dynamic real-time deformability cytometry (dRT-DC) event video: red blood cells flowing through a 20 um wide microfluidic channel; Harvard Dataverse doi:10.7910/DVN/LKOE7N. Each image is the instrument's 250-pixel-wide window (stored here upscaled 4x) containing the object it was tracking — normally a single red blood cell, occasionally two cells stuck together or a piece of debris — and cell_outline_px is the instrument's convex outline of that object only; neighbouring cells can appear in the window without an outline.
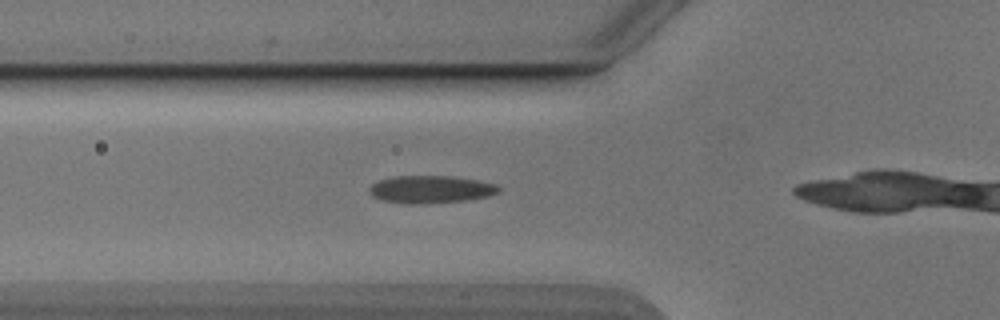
{"species": "Egyptian fruit bat (a non-hibernating species)", "species_latin": "Rousettus aegyptiacus", "temperature_condition": "cold", "stored_images_in_passage": 11, "camera_frame_rate_fps": 3000, "um_per_image_px": 0.085, "animal": {"sex": "male"}, "frame": {"image": 1, "passage_image": 3, "time_ms": 0.667, "image_size_px": [1000, 320], "cell_outline_px": [[500, 192], [488, 196], [464, 200], [416, 204], [404, 204], [380, 200], [372, 196], [368, 192], [368, 188], [376, 180], [392, 176], [452, 176], [476, 180], [492, 184], [500, 188]], "centroid_in_image_um": [36.5, 16.09], "position_along_channel_um": 89.3, "area_um2": 20.81}}
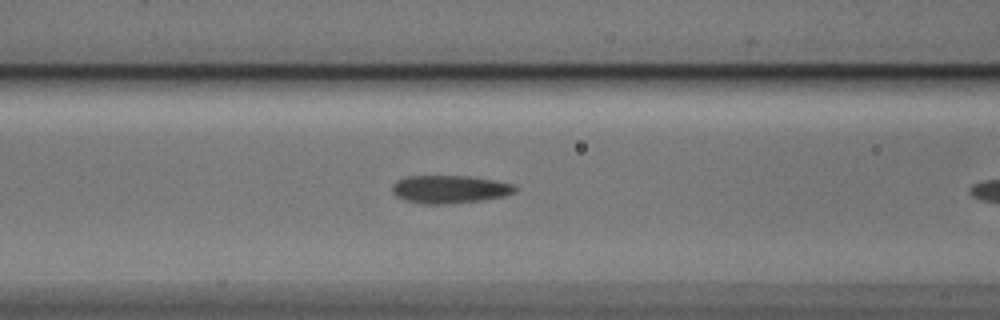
{"frame": {"image": 2, "passage_image": 6, "time_ms": 1.667, "image_size_px": [1000, 320], "cell_outline_px": [[516, 192], [504, 196], [484, 200], [452, 204], [420, 204], [404, 200], [396, 196], [392, 192], [392, 184], [396, 180], [408, 176], [468, 176], [492, 180], [512, 184], [516, 188]], "centroid_in_image_um": [38.18, 16.1], "position_along_channel_um": 128.4, "area_um2": 20.17}}
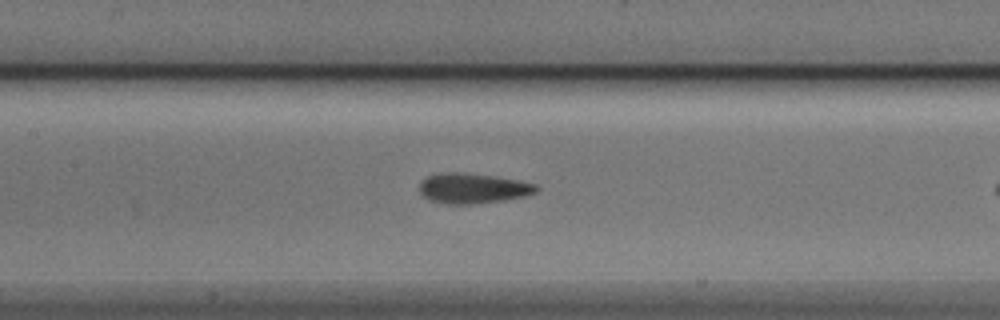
{"frame": {"image": 3, "passage_image": 9, "time_ms": 2.667, "image_size_px": [1000, 320], "cell_outline_px": [[540, 188], [536, 192], [524, 196], [504, 200], [472, 204], [448, 204], [428, 200], [420, 192], [420, 184], [428, 176], [440, 172], [456, 172], [492, 176], [516, 180], [536, 184]], "centroid_in_image_um": [40.18, 16.01], "position_along_channel_um": 167.2, "area_um2": 20.35}}